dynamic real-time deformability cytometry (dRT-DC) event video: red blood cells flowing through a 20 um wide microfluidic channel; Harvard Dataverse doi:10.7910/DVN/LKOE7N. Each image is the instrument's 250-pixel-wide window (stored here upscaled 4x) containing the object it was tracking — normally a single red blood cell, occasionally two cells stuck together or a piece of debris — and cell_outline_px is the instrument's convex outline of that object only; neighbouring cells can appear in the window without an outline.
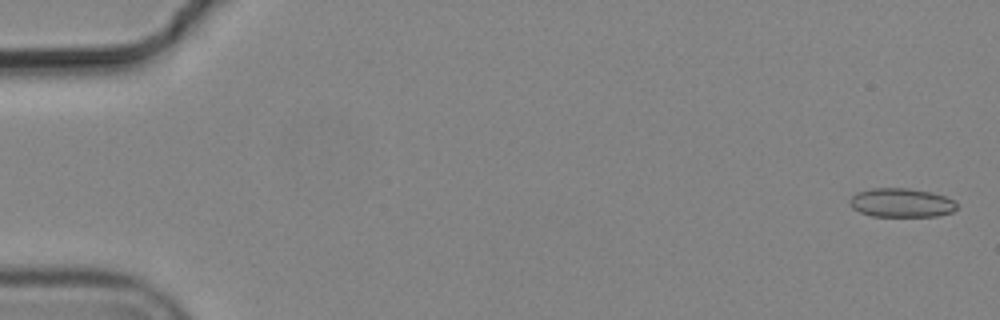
{"species": "common noctule bat (a hibernating species)", "species_latin": "Nyctalus noctula", "temperature_condition": "cold", "stored_images_in_passage": 5, "camera_frame_rate_fps": 3000, "um_per_image_px": 0.085, "animal": {"sex": "male", "body_mass_g": 19.2, "forearm_length_mm": 51.8}, "frame": {"image": 1, "passage_image": 1, "time_ms": 0.0, "image_size_px": [1000, 320], "cell_outline_px": [[956, 208], [952, 212], [936, 216], [872, 216], [860, 212], [852, 208], [848, 204], [848, 200], [856, 192], [872, 188], [908, 188], [932, 192], [944, 196], [952, 200], [956, 204]], "centroid_in_image_um": [76.56, 17.23], "position_along_channel_um": 8.4, "area_um2": 18.09}}
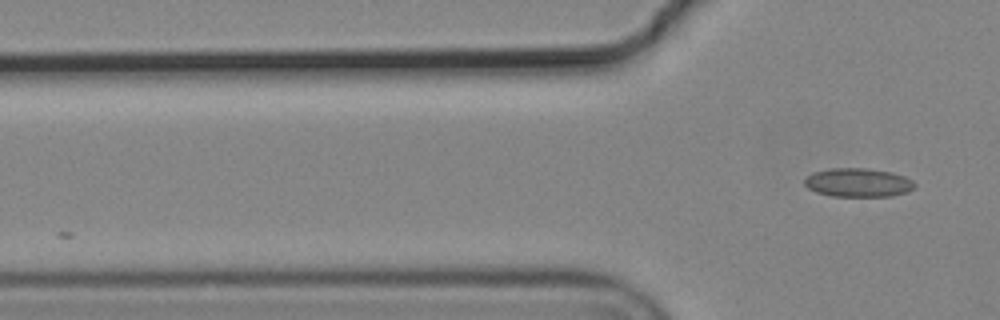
{"frame": {"image": 2, "passage_image": 5, "time_ms": 1.333, "image_size_px": [1000, 320], "cell_outline_px": [[916, 184], [908, 192], [892, 196], [832, 196], [816, 192], [808, 188], [804, 184], [804, 180], [812, 172], [832, 168], [868, 168], [892, 172], [904, 176], [912, 180]], "centroid_in_image_um": [72.94, 15.51], "position_along_channel_um": 52.9, "area_um2": 18.5}}